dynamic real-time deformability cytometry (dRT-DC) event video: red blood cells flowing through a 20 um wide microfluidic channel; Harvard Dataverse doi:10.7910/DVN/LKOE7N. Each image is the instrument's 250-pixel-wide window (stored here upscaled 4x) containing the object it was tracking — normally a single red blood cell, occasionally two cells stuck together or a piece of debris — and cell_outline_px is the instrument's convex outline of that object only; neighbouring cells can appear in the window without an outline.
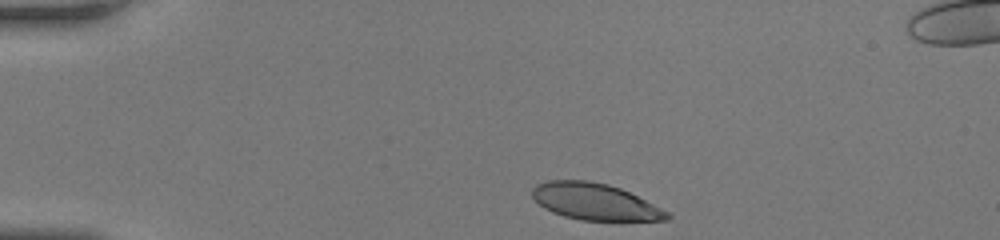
{"species": "human", "species_latin": "Homo sapiens", "temperature_condition": "room temperature", "stored_images_in_passage": 34, "camera_frame_rate_fps": 3000, "um_per_image_px": 0.085, "donor": {"sex": "female"}, "frame": {"image": 1, "passage_image": 1, "time_ms": 0.0, "image_size_px": [1000, 240], "cell_outline_px": [[672, 216], [668, 220], [580, 220], [564, 216], [552, 212], [544, 208], [532, 196], [532, 188], [536, 184], [548, 180], [588, 180], [608, 184], [620, 188], [668, 212]], "centroid_in_image_um": [50.52, 17.13], "position_along_channel_um": 34.5, "area_um2": 28.44}}
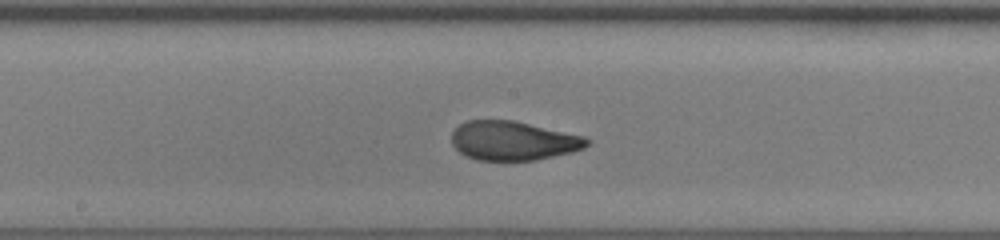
{"frame": {"image": 2, "passage_image": 18, "time_ms": 5.667, "image_size_px": [1000, 240], "cell_outline_px": [[592, 140], [584, 148], [572, 152], [536, 160], [476, 160], [460, 152], [452, 144], [452, 132], [460, 124], [468, 120], [512, 120], [584, 136]], "centroid_in_image_um": [43.63, 11.96], "position_along_channel_um": 204.6, "area_um2": 30.69}}
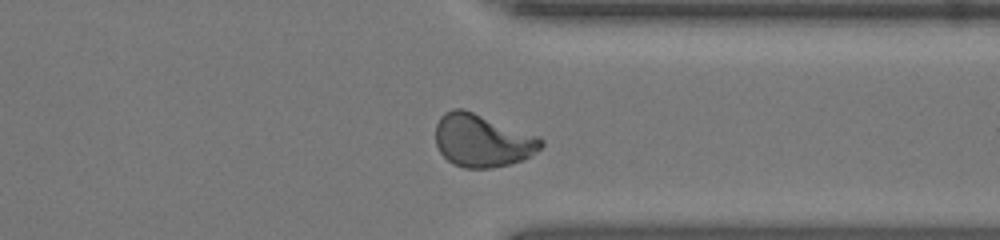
{"frame": {"image": 3, "passage_image": 30, "time_ms": 9.667, "image_size_px": [1000, 240], "cell_outline_px": [[544, 144], [540, 148], [524, 160], [492, 168], [464, 168], [452, 164], [440, 152], [436, 144], [436, 124], [440, 116], [444, 112], [452, 108], [464, 108], [540, 136], [544, 140]], "centroid_in_image_um": [41.0, 11.93], "position_along_channel_um": 370.4, "area_um2": 32.83}, "authors_computed_cell_mechanics": {"area_um2": 31.0386, "velocity_mm_per_s": 4.1525, "shape_relaxation_time_tau1_ms": 5.1258, "shape_relaxation_time_tau2_ms": 0.6864, "deformation_change_tau1": 0.2116, "deformation_change_tau2": 0.0732}}